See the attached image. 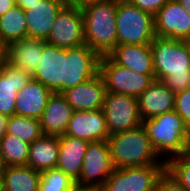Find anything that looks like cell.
<instances>
[{
	"instance_id": "1",
	"label": "cell",
	"mask_w": 190,
	"mask_h": 191,
	"mask_svg": "<svg viewBox=\"0 0 190 191\" xmlns=\"http://www.w3.org/2000/svg\"><path fill=\"white\" fill-rule=\"evenodd\" d=\"M155 79L175 94L190 88L188 41L155 37L150 44Z\"/></svg>"
},
{
	"instance_id": "2",
	"label": "cell",
	"mask_w": 190,
	"mask_h": 191,
	"mask_svg": "<svg viewBox=\"0 0 190 191\" xmlns=\"http://www.w3.org/2000/svg\"><path fill=\"white\" fill-rule=\"evenodd\" d=\"M107 142L114 169L166 165L164 160L159 163V156L142 124L134 129L110 135Z\"/></svg>"
},
{
	"instance_id": "3",
	"label": "cell",
	"mask_w": 190,
	"mask_h": 191,
	"mask_svg": "<svg viewBox=\"0 0 190 191\" xmlns=\"http://www.w3.org/2000/svg\"><path fill=\"white\" fill-rule=\"evenodd\" d=\"M85 44L100 57L117 46V0H108L83 8Z\"/></svg>"
},
{
	"instance_id": "4",
	"label": "cell",
	"mask_w": 190,
	"mask_h": 191,
	"mask_svg": "<svg viewBox=\"0 0 190 191\" xmlns=\"http://www.w3.org/2000/svg\"><path fill=\"white\" fill-rule=\"evenodd\" d=\"M152 147L158 156L187 153L190 128L175 111H170L142 121Z\"/></svg>"
},
{
	"instance_id": "5",
	"label": "cell",
	"mask_w": 190,
	"mask_h": 191,
	"mask_svg": "<svg viewBox=\"0 0 190 191\" xmlns=\"http://www.w3.org/2000/svg\"><path fill=\"white\" fill-rule=\"evenodd\" d=\"M117 45H150L156 37L154 16L126 0H117Z\"/></svg>"
},
{
	"instance_id": "6",
	"label": "cell",
	"mask_w": 190,
	"mask_h": 191,
	"mask_svg": "<svg viewBox=\"0 0 190 191\" xmlns=\"http://www.w3.org/2000/svg\"><path fill=\"white\" fill-rule=\"evenodd\" d=\"M106 91L139 97L155 79V75L137 73L113 62L108 56H102L99 62Z\"/></svg>"
},
{
	"instance_id": "7",
	"label": "cell",
	"mask_w": 190,
	"mask_h": 191,
	"mask_svg": "<svg viewBox=\"0 0 190 191\" xmlns=\"http://www.w3.org/2000/svg\"><path fill=\"white\" fill-rule=\"evenodd\" d=\"M110 135L134 129L142 124L137 97L106 92L102 106Z\"/></svg>"
},
{
	"instance_id": "8",
	"label": "cell",
	"mask_w": 190,
	"mask_h": 191,
	"mask_svg": "<svg viewBox=\"0 0 190 191\" xmlns=\"http://www.w3.org/2000/svg\"><path fill=\"white\" fill-rule=\"evenodd\" d=\"M166 165L114 169L98 191H155Z\"/></svg>"
},
{
	"instance_id": "9",
	"label": "cell",
	"mask_w": 190,
	"mask_h": 191,
	"mask_svg": "<svg viewBox=\"0 0 190 191\" xmlns=\"http://www.w3.org/2000/svg\"><path fill=\"white\" fill-rule=\"evenodd\" d=\"M113 170L107 140L89 142L76 185L98 191Z\"/></svg>"
},
{
	"instance_id": "10",
	"label": "cell",
	"mask_w": 190,
	"mask_h": 191,
	"mask_svg": "<svg viewBox=\"0 0 190 191\" xmlns=\"http://www.w3.org/2000/svg\"><path fill=\"white\" fill-rule=\"evenodd\" d=\"M45 41L62 49L85 44L82 10L75 5L65 4L57 14L50 34Z\"/></svg>"
},
{
	"instance_id": "11",
	"label": "cell",
	"mask_w": 190,
	"mask_h": 191,
	"mask_svg": "<svg viewBox=\"0 0 190 191\" xmlns=\"http://www.w3.org/2000/svg\"><path fill=\"white\" fill-rule=\"evenodd\" d=\"M32 78L53 93L62 94L66 91V49L46 43L42 59Z\"/></svg>"
},
{
	"instance_id": "12",
	"label": "cell",
	"mask_w": 190,
	"mask_h": 191,
	"mask_svg": "<svg viewBox=\"0 0 190 191\" xmlns=\"http://www.w3.org/2000/svg\"><path fill=\"white\" fill-rule=\"evenodd\" d=\"M154 27L158 38L190 40V15L176 0H169L154 15Z\"/></svg>"
},
{
	"instance_id": "13",
	"label": "cell",
	"mask_w": 190,
	"mask_h": 191,
	"mask_svg": "<svg viewBox=\"0 0 190 191\" xmlns=\"http://www.w3.org/2000/svg\"><path fill=\"white\" fill-rule=\"evenodd\" d=\"M100 56L86 44L66 49V90L99 73Z\"/></svg>"
},
{
	"instance_id": "14",
	"label": "cell",
	"mask_w": 190,
	"mask_h": 191,
	"mask_svg": "<svg viewBox=\"0 0 190 191\" xmlns=\"http://www.w3.org/2000/svg\"><path fill=\"white\" fill-rule=\"evenodd\" d=\"M64 135L88 142L104 141L110 136L102 109L74 111Z\"/></svg>"
},
{
	"instance_id": "15",
	"label": "cell",
	"mask_w": 190,
	"mask_h": 191,
	"mask_svg": "<svg viewBox=\"0 0 190 191\" xmlns=\"http://www.w3.org/2000/svg\"><path fill=\"white\" fill-rule=\"evenodd\" d=\"M106 86L100 73L90 80L70 88L62 93L74 111H92L102 109Z\"/></svg>"
},
{
	"instance_id": "16",
	"label": "cell",
	"mask_w": 190,
	"mask_h": 191,
	"mask_svg": "<svg viewBox=\"0 0 190 191\" xmlns=\"http://www.w3.org/2000/svg\"><path fill=\"white\" fill-rule=\"evenodd\" d=\"M65 3L61 0H39L26 9L27 37L46 40L56 16Z\"/></svg>"
},
{
	"instance_id": "17",
	"label": "cell",
	"mask_w": 190,
	"mask_h": 191,
	"mask_svg": "<svg viewBox=\"0 0 190 191\" xmlns=\"http://www.w3.org/2000/svg\"><path fill=\"white\" fill-rule=\"evenodd\" d=\"M32 79V75L4 62L0 65V114L15 115L17 93Z\"/></svg>"
},
{
	"instance_id": "18",
	"label": "cell",
	"mask_w": 190,
	"mask_h": 191,
	"mask_svg": "<svg viewBox=\"0 0 190 191\" xmlns=\"http://www.w3.org/2000/svg\"><path fill=\"white\" fill-rule=\"evenodd\" d=\"M45 40L23 38L7 45V63L11 66L33 74L42 59Z\"/></svg>"
},
{
	"instance_id": "19",
	"label": "cell",
	"mask_w": 190,
	"mask_h": 191,
	"mask_svg": "<svg viewBox=\"0 0 190 191\" xmlns=\"http://www.w3.org/2000/svg\"><path fill=\"white\" fill-rule=\"evenodd\" d=\"M137 99L142 121L174 110L175 93L158 79H154Z\"/></svg>"
},
{
	"instance_id": "20",
	"label": "cell",
	"mask_w": 190,
	"mask_h": 191,
	"mask_svg": "<svg viewBox=\"0 0 190 191\" xmlns=\"http://www.w3.org/2000/svg\"><path fill=\"white\" fill-rule=\"evenodd\" d=\"M52 94L50 89L32 78L17 93L15 115L40 120Z\"/></svg>"
},
{
	"instance_id": "21",
	"label": "cell",
	"mask_w": 190,
	"mask_h": 191,
	"mask_svg": "<svg viewBox=\"0 0 190 191\" xmlns=\"http://www.w3.org/2000/svg\"><path fill=\"white\" fill-rule=\"evenodd\" d=\"M107 56L113 62L137 73L155 75L150 45H117Z\"/></svg>"
},
{
	"instance_id": "22",
	"label": "cell",
	"mask_w": 190,
	"mask_h": 191,
	"mask_svg": "<svg viewBox=\"0 0 190 191\" xmlns=\"http://www.w3.org/2000/svg\"><path fill=\"white\" fill-rule=\"evenodd\" d=\"M73 112L74 110L62 94L53 93L40 118L43 134L64 135Z\"/></svg>"
},
{
	"instance_id": "23",
	"label": "cell",
	"mask_w": 190,
	"mask_h": 191,
	"mask_svg": "<svg viewBox=\"0 0 190 191\" xmlns=\"http://www.w3.org/2000/svg\"><path fill=\"white\" fill-rule=\"evenodd\" d=\"M89 142L71 137L59 136L58 163L56 168L77 180L82 171L83 159Z\"/></svg>"
},
{
	"instance_id": "24",
	"label": "cell",
	"mask_w": 190,
	"mask_h": 191,
	"mask_svg": "<svg viewBox=\"0 0 190 191\" xmlns=\"http://www.w3.org/2000/svg\"><path fill=\"white\" fill-rule=\"evenodd\" d=\"M59 136L43 134L29 146L27 166L34 170L54 169L58 163Z\"/></svg>"
},
{
	"instance_id": "25",
	"label": "cell",
	"mask_w": 190,
	"mask_h": 191,
	"mask_svg": "<svg viewBox=\"0 0 190 191\" xmlns=\"http://www.w3.org/2000/svg\"><path fill=\"white\" fill-rule=\"evenodd\" d=\"M41 172L30 166L5 167L2 185L5 191H38Z\"/></svg>"
},
{
	"instance_id": "26",
	"label": "cell",
	"mask_w": 190,
	"mask_h": 191,
	"mask_svg": "<svg viewBox=\"0 0 190 191\" xmlns=\"http://www.w3.org/2000/svg\"><path fill=\"white\" fill-rule=\"evenodd\" d=\"M0 38L8 45L12 41L27 38L25 11L18 5L0 16Z\"/></svg>"
},
{
	"instance_id": "27",
	"label": "cell",
	"mask_w": 190,
	"mask_h": 191,
	"mask_svg": "<svg viewBox=\"0 0 190 191\" xmlns=\"http://www.w3.org/2000/svg\"><path fill=\"white\" fill-rule=\"evenodd\" d=\"M30 144L5 134L0 140V157L6 167L25 166L28 163Z\"/></svg>"
},
{
	"instance_id": "28",
	"label": "cell",
	"mask_w": 190,
	"mask_h": 191,
	"mask_svg": "<svg viewBox=\"0 0 190 191\" xmlns=\"http://www.w3.org/2000/svg\"><path fill=\"white\" fill-rule=\"evenodd\" d=\"M6 134H10L31 144L43 135V131L40 120L13 115L8 118Z\"/></svg>"
},
{
	"instance_id": "29",
	"label": "cell",
	"mask_w": 190,
	"mask_h": 191,
	"mask_svg": "<svg viewBox=\"0 0 190 191\" xmlns=\"http://www.w3.org/2000/svg\"><path fill=\"white\" fill-rule=\"evenodd\" d=\"M76 185L69 175L57 168L41 172L38 191H70Z\"/></svg>"
},
{
	"instance_id": "30",
	"label": "cell",
	"mask_w": 190,
	"mask_h": 191,
	"mask_svg": "<svg viewBox=\"0 0 190 191\" xmlns=\"http://www.w3.org/2000/svg\"><path fill=\"white\" fill-rule=\"evenodd\" d=\"M166 170L176 178V180L187 190L190 191V156L185 153L182 155L168 158Z\"/></svg>"
},
{
	"instance_id": "31",
	"label": "cell",
	"mask_w": 190,
	"mask_h": 191,
	"mask_svg": "<svg viewBox=\"0 0 190 191\" xmlns=\"http://www.w3.org/2000/svg\"><path fill=\"white\" fill-rule=\"evenodd\" d=\"M174 110L190 128V88L175 94Z\"/></svg>"
},
{
	"instance_id": "32",
	"label": "cell",
	"mask_w": 190,
	"mask_h": 191,
	"mask_svg": "<svg viewBox=\"0 0 190 191\" xmlns=\"http://www.w3.org/2000/svg\"><path fill=\"white\" fill-rule=\"evenodd\" d=\"M155 191H187L166 169L157 180Z\"/></svg>"
},
{
	"instance_id": "33",
	"label": "cell",
	"mask_w": 190,
	"mask_h": 191,
	"mask_svg": "<svg viewBox=\"0 0 190 191\" xmlns=\"http://www.w3.org/2000/svg\"><path fill=\"white\" fill-rule=\"evenodd\" d=\"M140 10L154 16L169 0H126Z\"/></svg>"
},
{
	"instance_id": "34",
	"label": "cell",
	"mask_w": 190,
	"mask_h": 191,
	"mask_svg": "<svg viewBox=\"0 0 190 191\" xmlns=\"http://www.w3.org/2000/svg\"><path fill=\"white\" fill-rule=\"evenodd\" d=\"M16 5V0H0V16L7 13L11 8Z\"/></svg>"
},
{
	"instance_id": "35",
	"label": "cell",
	"mask_w": 190,
	"mask_h": 191,
	"mask_svg": "<svg viewBox=\"0 0 190 191\" xmlns=\"http://www.w3.org/2000/svg\"><path fill=\"white\" fill-rule=\"evenodd\" d=\"M108 0H75L72 5L77 6L78 8H83L87 5L94 4V3H99V2H105Z\"/></svg>"
},
{
	"instance_id": "36",
	"label": "cell",
	"mask_w": 190,
	"mask_h": 191,
	"mask_svg": "<svg viewBox=\"0 0 190 191\" xmlns=\"http://www.w3.org/2000/svg\"><path fill=\"white\" fill-rule=\"evenodd\" d=\"M7 61V44L0 38V65Z\"/></svg>"
},
{
	"instance_id": "37",
	"label": "cell",
	"mask_w": 190,
	"mask_h": 191,
	"mask_svg": "<svg viewBox=\"0 0 190 191\" xmlns=\"http://www.w3.org/2000/svg\"><path fill=\"white\" fill-rule=\"evenodd\" d=\"M39 2V0H16L18 6H20L24 11L30 9V5Z\"/></svg>"
},
{
	"instance_id": "38",
	"label": "cell",
	"mask_w": 190,
	"mask_h": 191,
	"mask_svg": "<svg viewBox=\"0 0 190 191\" xmlns=\"http://www.w3.org/2000/svg\"><path fill=\"white\" fill-rule=\"evenodd\" d=\"M8 116L0 114V130H6Z\"/></svg>"
},
{
	"instance_id": "39",
	"label": "cell",
	"mask_w": 190,
	"mask_h": 191,
	"mask_svg": "<svg viewBox=\"0 0 190 191\" xmlns=\"http://www.w3.org/2000/svg\"><path fill=\"white\" fill-rule=\"evenodd\" d=\"M176 1L180 3L190 15V0H176Z\"/></svg>"
},
{
	"instance_id": "40",
	"label": "cell",
	"mask_w": 190,
	"mask_h": 191,
	"mask_svg": "<svg viewBox=\"0 0 190 191\" xmlns=\"http://www.w3.org/2000/svg\"><path fill=\"white\" fill-rule=\"evenodd\" d=\"M70 191H95V190L75 185Z\"/></svg>"
},
{
	"instance_id": "41",
	"label": "cell",
	"mask_w": 190,
	"mask_h": 191,
	"mask_svg": "<svg viewBox=\"0 0 190 191\" xmlns=\"http://www.w3.org/2000/svg\"><path fill=\"white\" fill-rule=\"evenodd\" d=\"M5 167L6 166L4 165V162H3L2 158L0 157V179H2Z\"/></svg>"
},
{
	"instance_id": "42",
	"label": "cell",
	"mask_w": 190,
	"mask_h": 191,
	"mask_svg": "<svg viewBox=\"0 0 190 191\" xmlns=\"http://www.w3.org/2000/svg\"><path fill=\"white\" fill-rule=\"evenodd\" d=\"M63 1L65 4H72L75 0H61Z\"/></svg>"
},
{
	"instance_id": "43",
	"label": "cell",
	"mask_w": 190,
	"mask_h": 191,
	"mask_svg": "<svg viewBox=\"0 0 190 191\" xmlns=\"http://www.w3.org/2000/svg\"><path fill=\"white\" fill-rule=\"evenodd\" d=\"M6 134V130H0V140Z\"/></svg>"
},
{
	"instance_id": "44",
	"label": "cell",
	"mask_w": 190,
	"mask_h": 191,
	"mask_svg": "<svg viewBox=\"0 0 190 191\" xmlns=\"http://www.w3.org/2000/svg\"><path fill=\"white\" fill-rule=\"evenodd\" d=\"M187 154L190 156V138H189V145H188V149H187Z\"/></svg>"
},
{
	"instance_id": "45",
	"label": "cell",
	"mask_w": 190,
	"mask_h": 191,
	"mask_svg": "<svg viewBox=\"0 0 190 191\" xmlns=\"http://www.w3.org/2000/svg\"><path fill=\"white\" fill-rule=\"evenodd\" d=\"M3 189L2 179H0V191Z\"/></svg>"
}]
</instances>
